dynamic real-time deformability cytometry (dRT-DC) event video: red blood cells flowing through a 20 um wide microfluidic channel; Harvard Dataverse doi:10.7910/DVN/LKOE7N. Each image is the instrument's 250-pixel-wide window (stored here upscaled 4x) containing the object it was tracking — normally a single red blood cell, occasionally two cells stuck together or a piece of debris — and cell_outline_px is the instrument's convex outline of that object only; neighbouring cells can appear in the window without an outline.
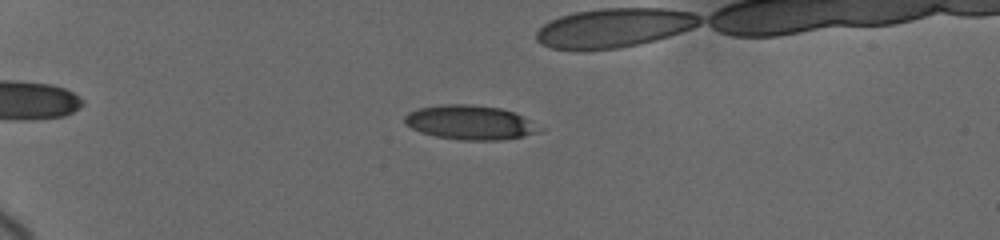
{"species": "human", "species_latin": "Homo sapiens", "temperature_condition": "cold", "stored_images_in_passage": 45, "camera_frame_rate_fps": 3000, "um_per_image_px": 0.085, "donor": {"sex": "female"}, "frame": {"image": 1, "passage_image": 15, "time_ms": 5.667, "image_size_px": [1000, 240], "cell_outline_px": [[536, 132], [524, 136], [500, 140], [464, 140], [436, 136], [420, 132], [404, 124], [404, 116], [408, 112], [416, 108], [440, 104], [472, 104], [500, 108], [516, 112], [528, 120], [536, 128]], "centroid_in_image_um": [39.84, 10.39], "position_along_channel_um": 45.2, "area_um2": 26.7}}
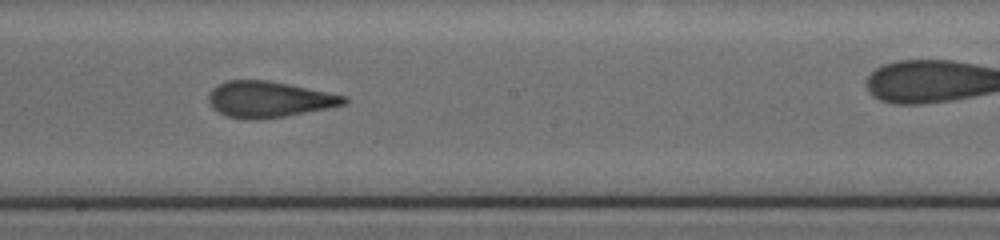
{"frame": {"image": 2, "passage_image": 31, "time_ms": 12.0, "image_size_px": [1000, 240], "cell_outline_px": [[348, 100], [344, 104], [328, 108], [284, 116], [256, 120], [244, 120], [228, 116], [216, 112], [208, 104], [208, 96], [212, 88], [228, 80], [264, 80], [288, 84], [348, 96]], "centroid_in_image_um": [22.82, 8.46], "position_along_channel_um": 225.4, "area_um2": 28.44}}
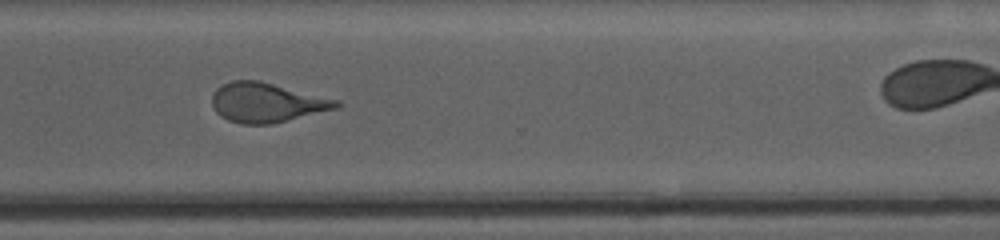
{"frame": {"image": 3, "passage_image": 40, "time_ms": 15.333, "image_size_px": [1000, 240], "cell_outline_px": [[340, 104], [336, 108], [272, 124], [240, 124], [228, 120], [220, 116], [216, 112], [212, 104], [212, 92], [216, 88], [232, 80], [260, 80], [340, 100]], "centroid_in_image_um": [22.64, 8.71], "position_along_channel_um": 348.0, "area_um2": 28.67}}